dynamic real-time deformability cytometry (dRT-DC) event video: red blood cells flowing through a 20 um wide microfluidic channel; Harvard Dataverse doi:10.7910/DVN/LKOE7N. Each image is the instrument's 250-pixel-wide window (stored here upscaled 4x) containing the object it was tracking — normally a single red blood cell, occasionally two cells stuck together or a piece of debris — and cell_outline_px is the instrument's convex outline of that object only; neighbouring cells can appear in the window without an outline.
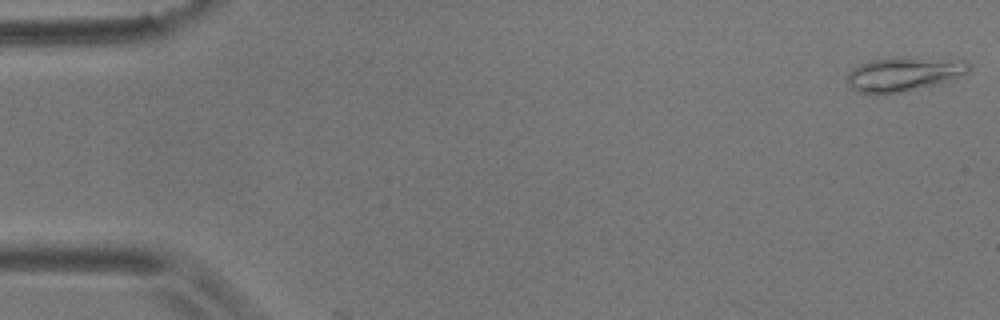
{"species": "common noctule bat (a hibernating species)", "species_latin": "Nyctalus noctula", "temperature_condition": "room temperature", "stored_images_in_passage": 3, "camera_frame_rate_fps": 3000, "um_per_image_px": 0.085, "animal": {"sex": "male", "body_mass_g": 17.9}, "frame": {"image": 1, "passage_image": 1, "time_ms": 0.0, "image_size_px": [1000, 320], "cell_outline_px": [[968, 72], [952, 80], [936, 84], [884, 96], [860, 92], [852, 88], [848, 84], [848, 72], [860, 64], [872, 60], [896, 56], [904, 56], [964, 60], [968, 64]], "centroid_in_image_um": [76.81, 6.29], "position_along_channel_um": 8.2, "area_um2": 24.57}}